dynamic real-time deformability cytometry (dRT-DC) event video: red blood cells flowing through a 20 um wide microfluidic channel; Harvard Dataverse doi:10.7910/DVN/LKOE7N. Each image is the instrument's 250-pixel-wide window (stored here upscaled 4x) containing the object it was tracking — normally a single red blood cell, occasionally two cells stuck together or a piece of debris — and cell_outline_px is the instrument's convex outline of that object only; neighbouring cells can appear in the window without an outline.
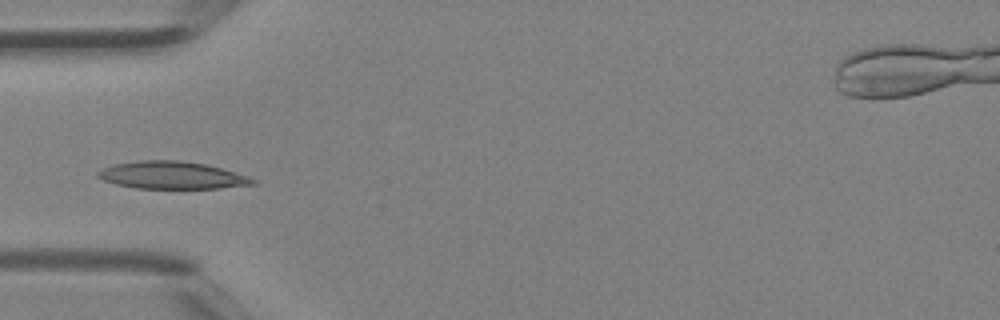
{"species": "Egyptian fruit bat (a non-hibernating species)", "species_latin": "Rousettus aegyptiacus", "temperature_condition": "room temperature", "stored_images_in_passage": 5, "camera_frame_rate_fps": 3000, "um_per_image_px": 0.085, "animal": {"sex": "female"}, "frame": {"image": 1, "passage_image": 4, "time_ms": 1.0, "image_size_px": [1000, 320], "cell_outline_px": [[256, 184], [220, 188], [136, 188], [116, 184], [104, 180], [96, 176], [96, 172], [100, 168], [116, 164], [140, 160], [180, 160], [204, 164], [220, 168], [248, 176], [256, 180]], "centroid_in_image_um": [14.58, 14.89], "position_along_channel_um": 70.4, "area_um2": 24.62}}
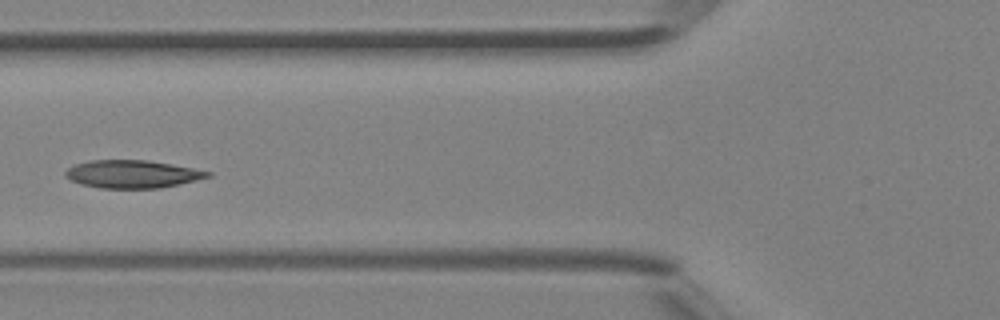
{"frame": {"image": 2, "passage_image": 5, "time_ms": 1.333, "image_size_px": [1000, 320], "cell_outline_px": [[212, 176], [180, 184], [160, 188], [100, 188], [80, 184], [64, 176], [64, 172], [68, 168], [76, 164], [92, 160], [148, 160], [192, 168], [212, 172]], "centroid_in_image_um": [11.24, 14.8], "position_along_channel_um": 114.6, "area_um2": 23.0}}